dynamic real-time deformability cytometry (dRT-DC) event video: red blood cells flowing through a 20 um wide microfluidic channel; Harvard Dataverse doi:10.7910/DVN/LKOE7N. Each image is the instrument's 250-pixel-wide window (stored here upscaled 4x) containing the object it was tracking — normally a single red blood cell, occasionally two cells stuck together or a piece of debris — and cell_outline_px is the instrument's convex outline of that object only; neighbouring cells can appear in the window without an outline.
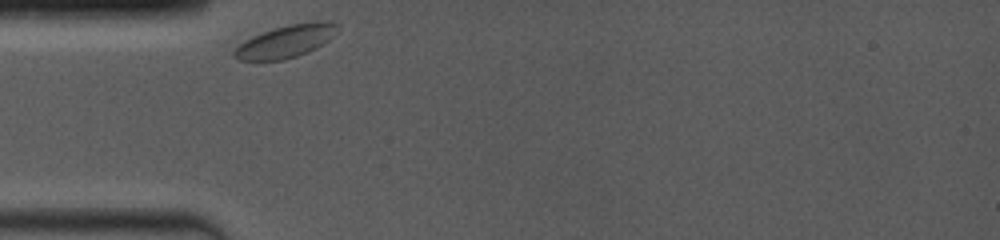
{"species": "common noctule bat (a hibernating species)", "species_latin": "Nyctalus noctula", "temperature_condition": "room temperature", "stored_images_in_passage": 31, "camera_frame_rate_fps": 4000, "um_per_image_px": 0.085, "animal": {"sex": "female", "body_mass_g": 19.0, "forearm_length_mm": 53.3}, "frame": {"image": 1, "passage_image": 1, "time_ms": 0.0, "image_size_px": [1000, 240], "cell_outline_px": [[340, 24], [332, 36], [324, 44], [308, 52], [284, 60], [236, 60], [232, 56], [232, 52], [244, 40], [252, 36], [272, 28], [288, 24], [312, 20], [320, 20]], "centroid_in_image_um": [24.29, 3.5], "position_along_channel_um": 60.7, "area_um2": 19.83}}
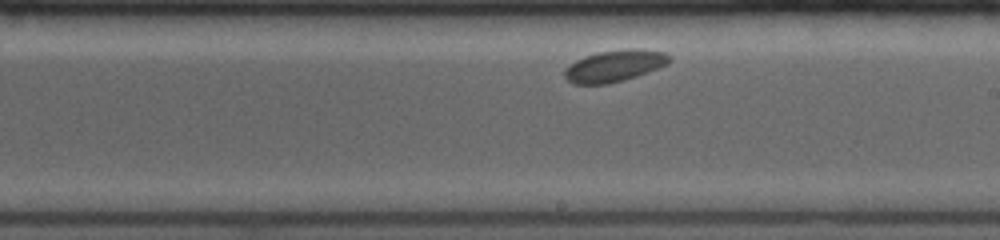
{"frame": {"image": 2, "passage_image": 19, "time_ms": 5.0, "image_size_px": [1000, 240], "cell_outline_px": [[672, 60], [668, 64], [648, 72], [624, 80], [608, 84], [572, 84], [564, 76], [564, 68], [576, 60], [584, 56], [596, 52], [628, 48], [640, 48], [664, 52], [672, 56]], "centroid_in_image_um": [52.25, 5.58], "position_along_channel_um": 236.7, "area_um2": 19.65}}
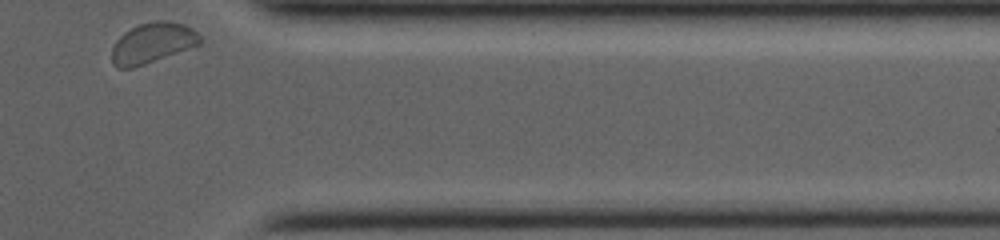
{"frame": {"image": 3, "passage_image": 31, "time_ms": 9.5, "image_size_px": [1000, 240], "cell_outline_px": [[200, 44], [144, 64], [132, 68], [116, 68], [112, 64], [112, 48], [116, 40], [124, 32], [140, 24], [152, 20], [164, 20], [184, 24], [192, 28], [200, 36]], "centroid_in_image_um": [12.93, 3.64], "position_along_channel_um": 398.5, "area_um2": 20.58}}